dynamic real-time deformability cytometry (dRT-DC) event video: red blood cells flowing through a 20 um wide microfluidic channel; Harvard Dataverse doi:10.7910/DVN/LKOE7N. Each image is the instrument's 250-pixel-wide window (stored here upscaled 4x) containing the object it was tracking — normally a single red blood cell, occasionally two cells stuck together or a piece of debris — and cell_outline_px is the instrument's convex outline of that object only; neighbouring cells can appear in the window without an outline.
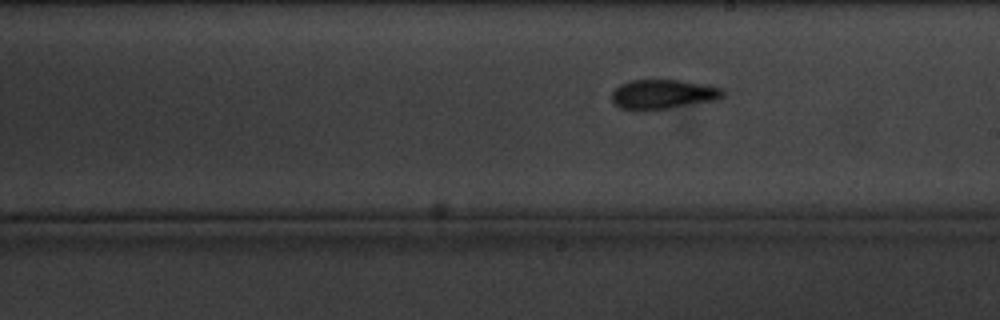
{"species": "common noctule bat (a hibernating species)", "species_latin": "Nyctalus noctula", "temperature_condition": "cold", "stored_images_in_passage": 10, "camera_frame_rate_fps": 3000, "um_per_image_px": 0.085, "animal": {"sex": "male", "body_mass_g": 20.1, "forearm_length_mm": 53.5}, "frame": {"image": 1, "passage_image": 10, "time_ms": 11.333, "image_size_px": [1000, 320], "cell_outline_px": [[724, 96], [716, 100], [668, 108], [620, 108], [612, 104], [612, 92], [620, 84], [632, 80], [680, 80], [708, 84], [724, 88]], "centroid_in_image_um": [56.41, 7.98], "position_along_channel_um": 232.6, "area_um2": 18.84}}